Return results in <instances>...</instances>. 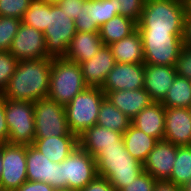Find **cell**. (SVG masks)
<instances>
[{"mask_svg":"<svg viewBox=\"0 0 191 191\" xmlns=\"http://www.w3.org/2000/svg\"><path fill=\"white\" fill-rule=\"evenodd\" d=\"M116 4V11L138 23L146 0H111Z\"/></svg>","mask_w":191,"mask_h":191,"instance_id":"836d02e7","label":"cell"},{"mask_svg":"<svg viewBox=\"0 0 191 191\" xmlns=\"http://www.w3.org/2000/svg\"><path fill=\"white\" fill-rule=\"evenodd\" d=\"M32 145L50 161L61 163L78 146V137L70 132L66 136L35 138Z\"/></svg>","mask_w":191,"mask_h":191,"instance_id":"44dd1931","label":"cell"},{"mask_svg":"<svg viewBox=\"0 0 191 191\" xmlns=\"http://www.w3.org/2000/svg\"><path fill=\"white\" fill-rule=\"evenodd\" d=\"M106 98L122 113L133 119L153 101L144 89L109 91Z\"/></svg>","mask_w":191,"mask_h":191,"instance_id":"ffe728a7","label":"cell"},{"mask_svg":"<svg viewBox=\"0 0 191 191\" xmlns=\"http://www.w3.org/2000/svg\"><path fill=\"white\" fill-rule=\"evenodd\" d=\"M75 34L73 19L57 5L47 4V28L44 32L47 54L51 58L65 57Z\"/></svg>","mask_w":191,"mask_h":191,"instance_id":"52a82bcc","label":"cell"},{"mask_svg":"<svg viewBox=\"0 0 191 191\" xmlns=\"http://www.w3.org/2000/svg\"><path fill=\"white\" fill-rule=\"evenodd\" d=\"M27 181L45 182L56 190L62 189L61 163L50 161L32 144L26 145Z\"/></svg>","mask_w":191,"mask_h":191,"instance_id":"7c38bea8","label":"cell"},{"mask_svg":"<svg viewBox=\"0 0 191 191\" xmlns=\"http://www.w3.org/2000/svg\"><path fill=\"white\" fill-rule=\"evenodd\" d=\"M124 143L123 134L105 127L93 125L78 136V145L93 157L102 148L118 147Z\"/></svg>","mask_w":191,"mask_h":191,"instance_id":"d6986e66","label":"cell"},{"mask_svg":"<svg viewBox=\"0 0 191 191\" xmlns=\"http://www.w3.org/2000/svg\"><path fill=\"white\" fill-rule=\"evenodd\" d=\"M21 22L44 33L47 28V4L31 0Z\"/></svg>","mask_w":191,"mask_h":191,"instance_id":"f546056e","label":"cell"},{"mask_svg":"<svg viewBox=\"0 0 191 191\" xmlns=\"http://www.w3.org/2000/svg\"><path fill=\"white\" fill-rule=\"evenodd\" d=\"M178 146L158 140L143 163V169L157 181L168 180L172 173Z\"/></svg>","mask_w":191,"mask_h":191,"instance_id":"9a60e30c","label":"cell"},{"mask_svg":"<svg viewBox=\"0 0 191 191\" xmlns=\"http://www.w3.org/2000/svg\"><path fill=\"white\" fill-rule=\"evenodd\" d=\"M19 61L9 52L0 51V95L6 89Z\"/></svg>","mask_w":191,"mask_h":191,"instance_id":"d6a6232c","label":"cell"},{"mask_svg":"<svg viewBox=\"0 0 191 191\" xmlns=\"http://www.w3.org/2000/svg\"><path fill=\"white\" fill-rule=\"evenodd\" d=\"M103 45L99 32L76 31L64 58L80 64L96 55Z\"/></svg>","mask_w":191,"mask_h":191,"instance_id":"603a6c76","label":"cell"},{"mask_svg":"<svg viewBox=\"0 0 191 191\" xmlns=\"http://www.w3.org/2000/svg\"><path fill=\"white\" fill-rule=\"evenodd\" d=\"M182 191H191V179L181 186Z\"/></svg>","mask_w":191,"mask_h":191,"instance_id":"f6af8a7d","label":"cell"},{"mask_svg":"<svg viewBox=\"0 0 191 191\" xmlns=\"http://www.w3.org/2000/svg\"><path fill=\"white\" fill-rule=\"evenodd\" d=\"M62 189L80 190L97 176L94 157L79 145L61 162Z\"/></svg>","mask_w":191,"mask_h":191,"instance_id":"30bf717a","label":"cell"},{"mask_svg":"<svg viewBox=\"0 0 191 191\" xmlns=\"http://www.w3.org/2000/svg\"><path fill=\"white\" fill-rule=\"evenodd\" d=\"M131 124L148 136L154 137L157 140H163L165 130V107L161 102H152L131 119Z\"/></svg>","mask_w":191,"mask_h":191,"instance_id":"7402d4cb","label":"cell"},{"mask_svg":"<svg viewBox=\"0 0 191 191\" xmlns=\"http://www.w3.org/2000/svg\"><path fill=\"white\" fill-rule=\"evenodd\" d=\"M137 29V23L130 18L116 15L99 28V36L104 45H110L129 36Z\"/></svg>","mask_w":191,"mask_h":191,"instance_id":"484cf974","label":"cell"},{"mask_svg":"<svg viewBox=\"0 0 191 191\" xmlns=\"http://www.w3.org/2000/svg\"><path fill=\"white\" fill-rule=\"evenodd\" d=\"M0 191H16L27 181L26 145L2 144Z\"/></svg>","mask_w":191,"mask_h":191,"instance_id":"8fae6325","label":"cell"},{"mask_svg":"<svg viewBox=\"0 0 191 191\" xmlns=\"http://www.w3.org/2000/svg\"><path fill=\"white\" fill-rule=\"evenodd\" d=\"M40 1L48 5H57L62 0H40Z\"/></svg>","mask_w":191,"mask_h":191,"instance_id":"bcb514c9","label":"cell"},{"mask_svg":"<svg viewBox=\"0 0 191 191\" xmlns=\"http://www.w3.org/2000/svg\"><path fill=\"white\" fill-rule=\"evenodd\" d=\"M144 88V63H115L108 73L101 90H135Z\"/></svg>","mask_w":191,"mask_h":191,"instance_id":"5bb4252c","label":"cell"},{"mask_svg":"<svg viewBox=\"0 0 191 191\" xmlns=\"http://www.w3.org/2000/svg\"><path fill=\"white\" fill-rule=\"evenodd\" d=\"M9 128L5 118V99L0 95V145L8 143Z\"/></svg>","mask_w":191,"mask_h":191,"instance_id":"60d3db41","label":"cell"},{"mask_svg":"<svg viewBox=\"0 0 191 191\" xmlns=\"http://www.w3.org/2000/svg\"><path fill=\"white\" fill-rule=\"evenodd\" d=\"M183 45L191 47V11L189 10L184 21Z\"/></svg>","mask_w":191,"mask_h":191,"instance_id":"7bdbcfd3","label":"cell"},{"mask_svg":"<svg viewBox=\"0 0 191 191\" xmlns=\"http://www.w3.org/2000/svg\"><path fill=\"white\" fill-rule=\"evenodd\" d=\"M5 99L8 143L30 145L35 139L34 105L30 101Z\"/></svg>","mask_w":191,"mask_h":191,"instance_id":"ba28073f","label":"cell"},{"mask_svg":"<svg viewBox=\"0 0 191 191\" xmlns=\"http://www.w3.org/2000/svg\"><path fill=\"white\" fill-rule=\"evenodd\" d=\"M185 6H187L188 8L191 7V0H180Z\"/></svg>","mask_w":191,"mask_h":191,"instance_id":"c3c4849f","label":"cell"},{"mask_svg":"<svg viewBox=\"0 0 191 191\" xmlns=\"http://www.w3.org/2000/svg\"><path fill=\"white\" fill-rule=\"evenodd\" d=\"M144 64L175 66L183 48L184 32L139 31Z\"/></svg>","mask_w":191,"mask_h":191,"instance_id":"8992f818","label":"cell"},{"mask_svg":"<svg viewBox=\"0 0 191 191\" xmlns=\"http://www.w3.org/2000/svg\"><path fill=\"white\" fill-rule=\"evenodd\" d=\"M31 0H0V16L22 20Z\"/></svg>","mask_w":191,"mask_h":191,"instance_id":"e575fe53","label":"cell"},{"mask_svg":"<svg viewBox=\"0 0 191 191\" xmlns=\"http://www.w3.org/2000/svg\"><path fill=\"white\" fill-rule=\"evenodd\" d=\"M175 66L144 64V89L153 102H162L173 85Z\"/></svg>","mask_w":191,"mask_h":191,"instance_id":"e0dca14e","label":"cell"},{"mask_svg":"<svg viewBox=\"0 0 191 191\" xmlns=\"http://www.w3.org/2000/svg\"><path fill=\"white\" fill-rule=\"evenodd\" d=\"M161 104L168 108H190L191 80L176 75L173 85L169 88Z\"/></svg>","mask_w":191,"mask_h":191,"instance_id":"83f0119b","label":"cell"},{"mask_svg":"<svg viewBox=\"0 0 191 191\" xmlns=\"http://www.w3.org/2000/svg\"><path fill=\"white\" fill-rule=\"evenodd\" d=\"M96 124L123 134L131 125V119L105 98L100 105Z\"/></svg>","mask_w":191,"mask_h":191,"instance_id":"4316f807","label":"cell"},{"mask_svg":"<svg viewBox=\"0 0 191 191\" xmlns=\"http://www.w3.org/2000/svg\"><path fill=\"white\" fill-rule=\"evenodd\" d=\"M153 191H182L181 186L167 180L157 181Z\"/></svg>","mask_w":191,"mask_h":191,"instance_id":"ee69618b","label":"cell"},{"mask_svg":"<svg viewBox=\"0 0 191 191\" xmlns=\"http://www.w3.org/2000/svg\"><path fill=\"white\" fill-rule=\"evenodd\" d=\"M16 191H56L45 182L26 181Z\"/></svg>","mask_w":191,"mask_h":191,"instance_id":"b9f144b4","label":"cell"},{"mask_svg":"<svg viewBox=\"0 0 191 191\" xmlns=\"http://www.w3.org/2000/svg\"><path fill=\"white\" fill-rule=\"evenodd\" d=\"M157 180L143 171L134 181L127 184L120 191H153Z\"/></svg>","mask_w":191,"mask_h":191,"instance_id":"8d00e7d4","label":"cell"},{"mask_svg":"<svg viewBox=\"0 0 191 191\" xmlns=\"http://www.w3.org/2000/svg\"><path fill=\"white\" fill-rule=\"evenodd\" d=\"M191 179V145L178 146L170 181L182 186Z\"/></svg>","mask_w":191,"mask_h":191,"instance_id":"f1b7e54d","label":"cell"},{"mask_svg":"<svg viewBox=\"0 0 191 191\" xmlns=\"http://www.w3.org/2000/svg\"><path fill=\"white\" fill-rule=\"evenodd\" d=\"M9 52L18 60L50 57L46 51L44 33L21 22Z\"/></svg>","mask_w":191,"mask_h":191,"instance_id":"4fadbf2b","label":"cell"},{"mask_svg":"<svg viewBox=\"0 0 191 191\" xmlns=\"http://www.w3.org/2000/svg\"><path fill=\"white\" fill-rule=\"evenodd\" d=\"M105 93L99 87H87L65 106L70 132L77 137L96 125L99 109Z\"/></svg>","mask_w":191,"mask_h":191,"instance_id":"5b68a950","label":"cell"},{"mask_svg":"<svg viewBox=\"0 0 191 191\" xmlns=\"http://www.w3.org/2000/svg\"><path fill=\"white\" fill-rule=\"evenodd\" d=\"M2 166H3V162H2V145H0V179H1V175H2Z\"/></svg>","mask_w":191,"mask_h":191,"instance_id":"7dc6e473","label":"cell"},{"mask_svg":"<svg viewBox=\"0 0 191 191\" xmlns=\"http://www.w3.org/2000/svg\"><path fill=\"white\" fill-rule=\"evenodd\" d=\"M86 0H62L57 4L60 10L64 11L67 14V17L72 18L75 21L80 10L84 6Z\"/></svg>","mask_w":191,"mask_h":191,"instance_id":"f35d334b","label":"cell"},{"mask_svg":"<svg viewBox=\"0 0 191 191\" xmlns=\"http://www.w3.org/2000/svg\"><path fill=\"white\" fill-rule=\"evenodd\" d=\"M74 23L78 32H99L96 25V0H86L84 2V6Z\"/></svg>","mask_w":191,"mask_h":191,"instance_id":"4dcf8cb0","label":"cell"},{"mask_svg":"<svg viewBox=\"0 0 191 191\" xmlns=\"http://www.w3.org/2000/svg\"><path fill=\"white\" fill-rule=\"evenodd\" d=\"M87 87L80 64L64 57L52 58L47 98L66 106Z\"/></svg>","mask_w":191,"mask_h":191,"instance_id":"277c9868","label":"cell"},{"mask_svg":"<svg viewBox=\"0 0 191 191\" xmlns=\"http://www.w3.org/2000/svg\"><path fill=\"white\" fill-rule=\"evenodd\" d=\"M116 15H119V13L116 11V4L114 1L96 0V25L98 28Z\"/></svg>","mask_w":191,"mask_h":191,"instance_id":"d590c367","label":"cell"},{"mask_svg":"<svg viewBox=\"0 0 191 191\" xmlns=\"http://www.w3.org/2000/svg\"><path fill=\"white\" fill-rule=\"evenodd\" d=\"M177 75L191 80V47L183 46L175 64Z\"/></svg>","mask_w":191,"mask_h":191,"instance_id":"74e56055","label":"cell"},{"mask_svg":"<svg viewBox=\"0 0 191 191\" xmlns=\"http://www.w3.org/2000/svg\"><path fill=\"white\" fill-rule=\"evenodd\" d=\"M189 8L180 0H146L137 23L139 31L184 32Z\"/></svg>","mask_w":191,"mask_h":191,"instance_id":"3957f363","label":"cell"},{"mask_svg":"<svg viewBox=\"0 0 191 191\" xmlns=\"http://www.w3.org/2000/svg\"><path fill=\"white\" fill-rule=\"evenodd\" d=\"M164 140L176 146L191 145V112L189 108L165 107Z\"/></svg>","mask_w":191,"mask_h":191,"instance_id":"2e32d148","label":"cell"},{"mask_svg":"<svg viewBox=\"0 0 191 191\" xmlns=\"http://www.w3.org/2000/svg\"><path fill=\"white\" fill-rule=\"evenodd\" d=\"M21 20L0 16V51H9Z\"/></svg>","mask_w":191,"mask_h":191,"instance_id":"1f68e13d","label":"cell"},{"mask_svg":"<svg viewBox=\"0 0 191 191\" xmlns=\"http://www.w3.org/2000/svg\"><path fill=\"white\" fill-rule=\"evenodd\" d=\"M35 138L66 136L70 133L65 106L49 98L33 102Z\"/></svg>","mask_w":191,"mask_h":191,"instance_id":"9c48e42d","label":"cell"},{"mask_svg":"<svg viewBox=\"0 0 191 191\" xmlns=\"http://www.w3.org/2000/svg\"><path fill=\"white\" fill-rule=\"evenodd\" d=\"M51 57L19 61L3 98L34 102L47 98L51 72Z\"/></svg>","mask_w":191,"mask_h":191,"instance_id":"6da1fadb","label":"cell"},{"mask_svg":"<svg viewBox=\"0 0 191 191\" xmlns=\"http://www.w3.org/2000/svg\"><path fill=\"white\" fill-rule=\"evenodd\" d=\"M94 159L97 175L106 178L116 191H120L144 171L143 164L127 152L124 143H118V147L102 148Z\"/></svg>","mask_w":191,"mask_h":191,"instance_id":"7a4b0ae2","label":"cell"},{"mask_svg":"<svg viewBox=\"0 0 191 191\" xmlns=\"http://www.w3.org/2000/svg\"><path fill=\"white\" fill-rule=\"evenodd\" d=\"M56 191H78V190H73V189H58Z\"/></svg>","mask_w":191,"mask_h":191,"instance_id":"681fc988","label":"cell"},{"mask_svg":"<svg viewBox=\"0 0 191 191\" xmlns=\"http://www.w3.org/2000/svg\"><path fill=\"white\" fill-rule=\"evenodd\" d=\"M79 191H116L111 183L102 176H96Z\"/></svg>","mask_w":191,"mask_h":191,"instance_id":"ab89813d","label":"cell"},{"mask_svg":"<svg viewBox=\"0 0 191 191\" xmlns=\"http://www.w3.org/2000/svg\"><path fill=\"white\" fill-rule=\"evenodd\" d=\"M123 141L127 152L143 164L158 140L131 124L123 133Z\"/></svg>","mask_w":191,"mask_h":191,"instance_id":"d4e9b609","label":"cell"},{"mask_svg":"<svg viewBox=\"0 0 191 191\" xmlns=\"http://www.w3.org/2000/svg\"><path fill=\"white\" fill-rule=\"evenodd\" d=\"M109 47L115 63H144L142 39L138 29Z\"/></svg>","mask_w":191,"mask_h":191,"instance_id":"cb8c5ba5","label":"cell"},{"mask_svg":"<svg viewBox=\"0 0 191 191\" xmlns=\"http://www.w3.org/2000/svg\"><path fill=\"white\" fill-rule=\"evenodd\" d=\"M114 65L115 60L110 47L103 45L91 59L80 63L86 85L101 88Z\"/></svg>","mask_w":191,"mask_h":191,"instance_id":"ac0fdd59","label":"cell"}]
</instances>
